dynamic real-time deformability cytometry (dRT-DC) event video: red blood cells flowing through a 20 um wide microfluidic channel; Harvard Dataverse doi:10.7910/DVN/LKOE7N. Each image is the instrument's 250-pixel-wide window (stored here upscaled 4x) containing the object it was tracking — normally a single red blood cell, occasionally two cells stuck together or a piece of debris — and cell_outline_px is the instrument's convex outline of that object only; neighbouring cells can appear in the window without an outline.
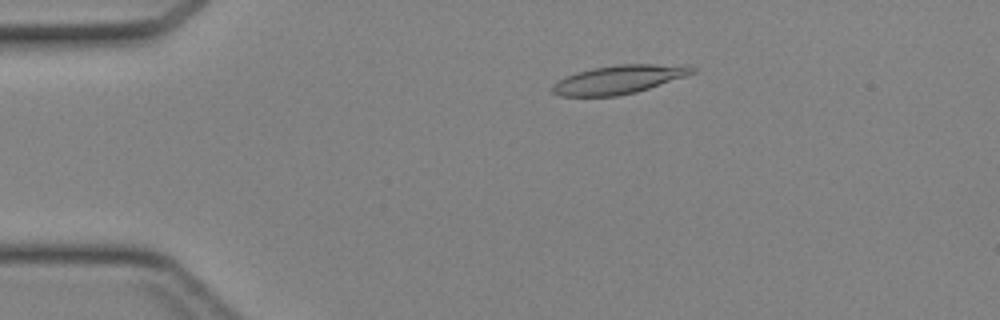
{"species": "Egyptian fruit bat (a non-hibernating species)", "species_latin": "Rousettus aegyptiacus", "temperature_condition": "cold", "stored_images_in_passage": 44, "camera_frame_rate_fps": 3000, "um_per_image_px": 0.085, "animal": {"sex": "female"}, "frame": {"image": 1, "passage_image": 9, "time_ms": 2.667, "image_size_px": [1000, 320], "cell_outline_px": [[696, 72], [688, 76], [636, 92], [616, 96], [560, 96], [552, 92], [552, 84], [576, 72], [592, 68], [616, 64], [688, 64], [696, 68]], "centroid_in_image_um": [52.68, 6.74], "position_along_channel_um": 32.3, "area_um2": 23.52}}
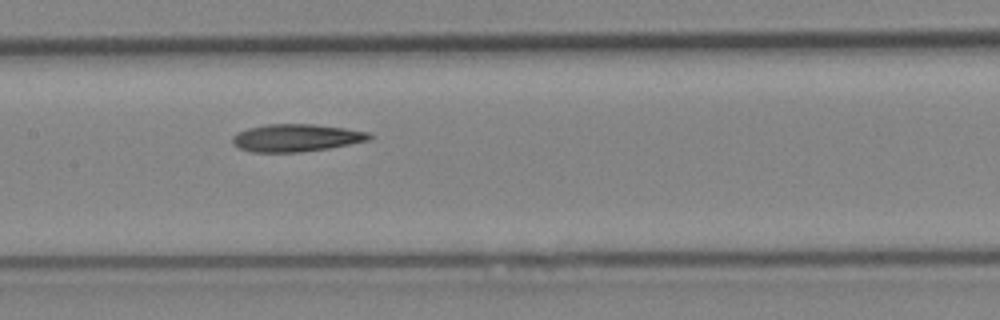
{"frame": {"image": 2, "passage_image": 22, "time_ms": 7.0, "image_size_px": [1000, 320], "cell_outline_px": [[372, 136], [368, 140], [328, 148], [300, 152], [252, 152], [240, 148], [232, 140], [232, 136], [236, 132], [248, 128], [268, 124], [312, 124], [344, 128], [368, 132]], "centroid_in_image_um": [25.14, 11.71], "position_along_channel_um": 182.3, "area_um2": 21.68}}
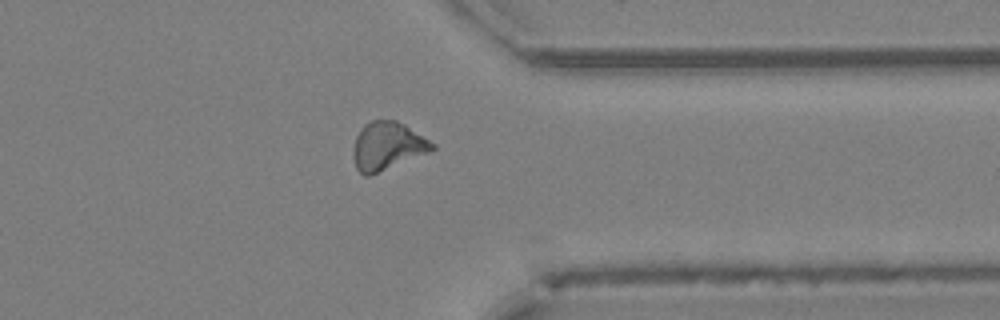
{"frame": {"image": 3, "passage_image": 35, "time_ms": 11.333, "image_size_px": [1000, 320], "cell_outline_px": [[436, 148], [428, 152], [368, 176], [364, 176], [356, 168], [352, 156], [352, 152], [356, 136], [364, 124], [372, 120], [396, 120], [404, 124], [436, 144]], "centroid_in_image_um": [32.9, 12.4], "position_along_channel_um": 378.5, "area_um2": 21.91}}